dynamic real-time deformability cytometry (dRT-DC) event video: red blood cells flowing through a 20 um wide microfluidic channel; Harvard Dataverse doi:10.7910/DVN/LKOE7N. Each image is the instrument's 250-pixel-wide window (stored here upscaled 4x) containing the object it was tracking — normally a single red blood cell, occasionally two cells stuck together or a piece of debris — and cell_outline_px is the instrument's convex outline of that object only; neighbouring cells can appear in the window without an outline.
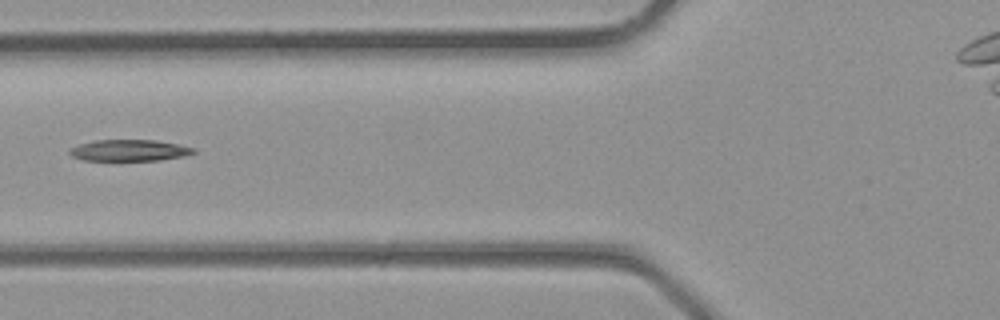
{"species": "common noctule bat (a hibernating species)", "species_latin": "Nyctalus noctula", "temperature_condition": "room temperature", "stored_images_in_passage": 5, "camera_frame_rate_fps": 3000, "um_per_image_px": 0.085, "animal": {"sex": "male", "body_mass_g": 23.1, "forearm_length_mm": 52.7}, "frame": {"image": 1, "passage_image": 5, "time_ms": 1.333, "image_size_px": [1000, 320], "cell_outline_px": [[196, 152], [184, 156], [160, 160], [84, 160], [72, 156], [68, 152], [68, 148], [80, 144], [96, 140], [156, 140], [196, 148]], "centroid_in_image_um": [10.98, 12.78], "position_along_channel_um": 114.8, "area_um2": 15.37}}